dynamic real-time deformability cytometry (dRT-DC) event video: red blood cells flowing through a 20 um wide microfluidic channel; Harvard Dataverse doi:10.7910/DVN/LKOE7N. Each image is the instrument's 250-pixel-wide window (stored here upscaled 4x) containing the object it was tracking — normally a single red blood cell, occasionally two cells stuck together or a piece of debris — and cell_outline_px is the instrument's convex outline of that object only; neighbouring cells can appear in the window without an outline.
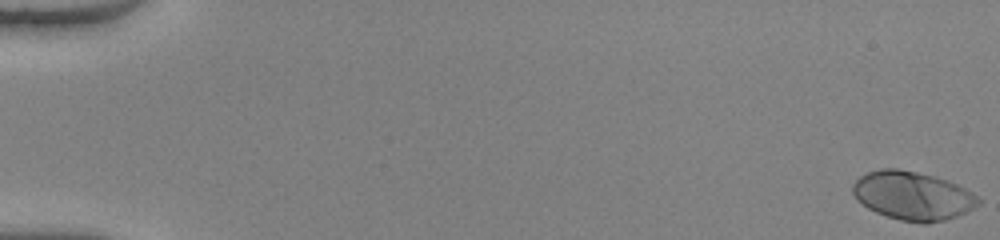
{"species": "human", "species_latin": "Homo sapiens", "temperature_condition": "warm", "stored_images_in_passage": 51, "camera_frame_rate_fps": 3000, "um_per_image_px": 0.085, "donor": {"sex": "female"}, "frame": {"image": 1, "passage_image": 1, "time_ms": 0.0, "image_size_px": [1000, 240], "cell_outline_px": [[980, 204], [956, 216], [944, 220], [924, 224], [920, 224], [900, 220], [876, 212], [868, 208], [856, 200], [852, 192], [852, 184], [860, 176], [868, 172], [880, 168], [896, 168], [936, 176], [948, 180], [972, 192], [980, 200]], "centroid_in_image_um": [77.55, 16.63], "position_along_channel_um": 7.5, "area_um2": 35.55}}
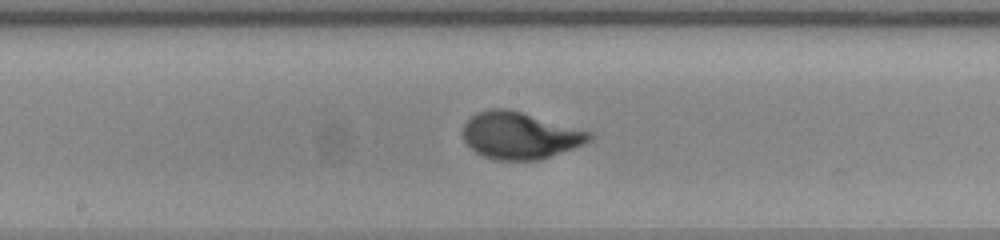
{"frame": {"image": 2, "passage_image": 29, "time_ms": 9.333, "image_size_px": [1000, 240], "cell_outline_px": [[596, 136], [592, 140], [584, 144], [540, 160], [496, 160], [484, 156], [476, 152], [464, 140], [464, 124], [476, 112], [488, 108], [508, 108], [592, 132]], "centroid_in_image_um": [44.22, 11.51], "position_along_channel_um": 204.0, "area_um2": 34.56}}
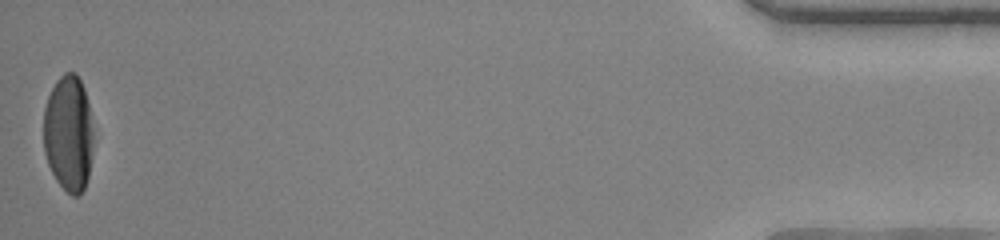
{"frame": {"image": 3, "passage_image": 51, "time_ms": 16.667, "image_size_px": [1000, 240], "cell_outline_px": [[92, 152], [88, 176], [84, 188], [80, 196], [72, 196], [56, 180], [48, 164], [44, 152], [44, 108], [48, 96], [56, 80], [64, 72], [76, 72], [84, 88], [88, 104], [92, 128]], "centroid_in_image_um": [5.81, 11.33], "position_along_channel_um": 429.4, "area_um2": 33.7}, "authors_computed_cell_mechanics": {"area_um2": 33.7552, "velocity_mm_per_s": 4.0927, "shape_relaxation_time_tau1_ms": 3.3884, "shape_relaxation_time_tau2_ms": null, "deformation_change_tau1": 0.2396, "deformation_change_tau2": null}}